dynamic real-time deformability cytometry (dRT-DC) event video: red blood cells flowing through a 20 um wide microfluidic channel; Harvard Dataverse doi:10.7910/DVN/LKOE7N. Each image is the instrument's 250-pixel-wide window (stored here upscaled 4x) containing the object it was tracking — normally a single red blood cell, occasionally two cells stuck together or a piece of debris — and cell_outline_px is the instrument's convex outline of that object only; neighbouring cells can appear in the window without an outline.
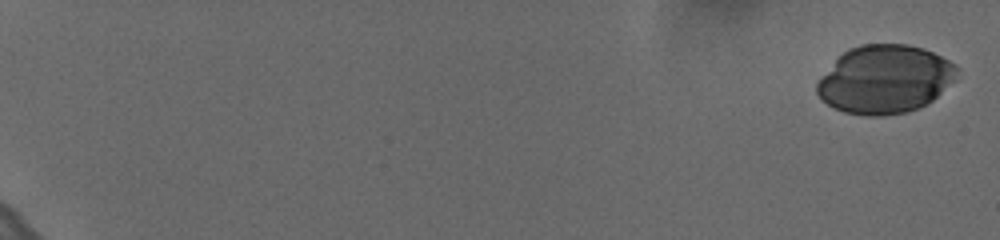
{"species": "human", "species_latin": "Homo sapiens", "temperature_condition": "cold", "stored_images_in_passage": 38, "camera_frame_rate_fps": 3000, "um_per_image_px": 0.085, "donor": {"sex": "female"}, "frame": {"image": 1, "passage_image": 1, "time_ms": 0.0, "image_size_px": [1000, 240], "cell_outline_px": [[960, 68], [956, 80], [932, 100], [908, 112], [880, 116], [864, 116], [844, 112], [828, 104], [816, 92], [816, 84], [820, 76], [848, 48], [860, 44], [908, 44], [924, 48], [956, 64]], "centroid_in_image_um": [75.23, 6.73], "position_along_channel_um": 9.8, "area_um2": 55.78}}